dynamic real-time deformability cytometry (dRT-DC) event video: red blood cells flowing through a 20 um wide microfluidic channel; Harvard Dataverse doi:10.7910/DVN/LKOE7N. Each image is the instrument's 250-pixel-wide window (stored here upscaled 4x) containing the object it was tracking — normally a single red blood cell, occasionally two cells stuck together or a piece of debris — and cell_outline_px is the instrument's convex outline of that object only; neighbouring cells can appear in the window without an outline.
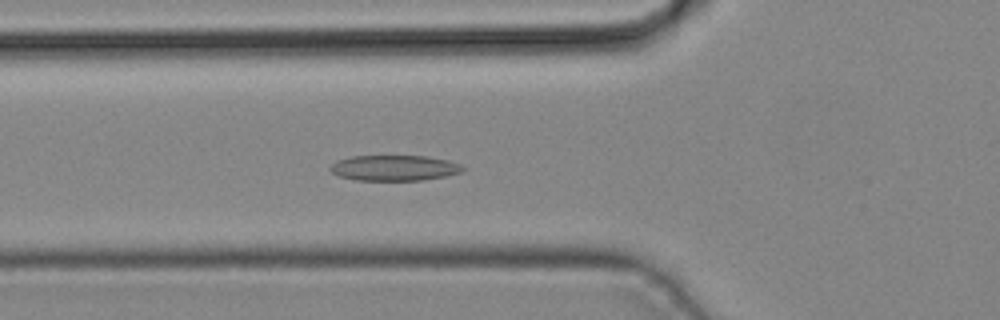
{"species": "common noctule bat (a hibernating species)", "species_latin": "Nyctalus noctula", "temperature_condition": "cold", "stored_images_in_passage": 45, "camera_frame_rate_fps": 3000, "um_per_image_px": 0.085, "animal": {"sex": "male", "body_mass_g": 19.2, "forearm_length_mm": 51.8}, "frame": {"image": 1, "passage_image": 17, "time_ms": 5.333, "image_size_px": [1000, 320], "cell_outline_px": [[464, 172], [424, 180], [356, 180], [340, 176], [332, 172], [328, 168], [336, 160], [348, 156], [428, 156], [448, 160], [460, 164], [464, 168]], "centroid_in_image_um": [33.51, 14.27], "position_along_channel_um": 92.3, "area_um2": 19.83}}
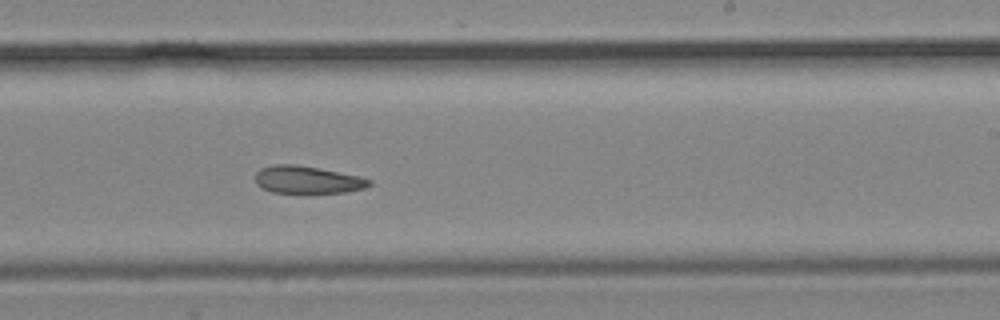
{"frame": {"image": 2, "passage_image": 28, "time_ms": 9.0, "image_size_px": [1000, 320], "cell_outline_px": [[372, 184], [368, 188], [344, 192], [304, 196], [272, 192], [256, 184], [256, 172], [260, 168], [272, 164], [296, 164], [320, 168], [360, 176], [372, 180]], "centroid_in_image_um": [26.16, 15.32], "position_along_channel_um": 262.8, "area_um2": 19.31}}
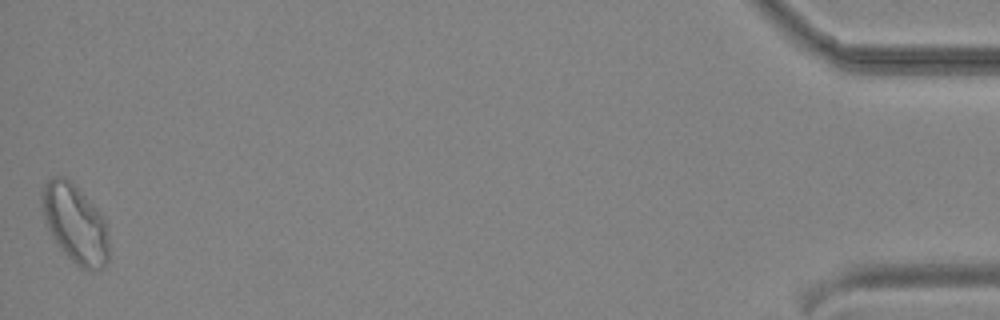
{"frame": {"image": 3, "passage_image": 45, "time_ms": 14.667, "image_size_px": [1000, 320], "cell_outline_px": [[108, 260], [96, 272], [92, 272], [80, 268], [60, 248], [52, 236], [48, 228], [44, 216], [40, 200], [40, 192], [44, 184], [52, 176], [64, 176], [100, 212], [104, 220], [108, 240]], "centroid_in_image_um": [6.36, 19.03], "position_along_channel_um": 428.8, "area_um2": 30.29}}